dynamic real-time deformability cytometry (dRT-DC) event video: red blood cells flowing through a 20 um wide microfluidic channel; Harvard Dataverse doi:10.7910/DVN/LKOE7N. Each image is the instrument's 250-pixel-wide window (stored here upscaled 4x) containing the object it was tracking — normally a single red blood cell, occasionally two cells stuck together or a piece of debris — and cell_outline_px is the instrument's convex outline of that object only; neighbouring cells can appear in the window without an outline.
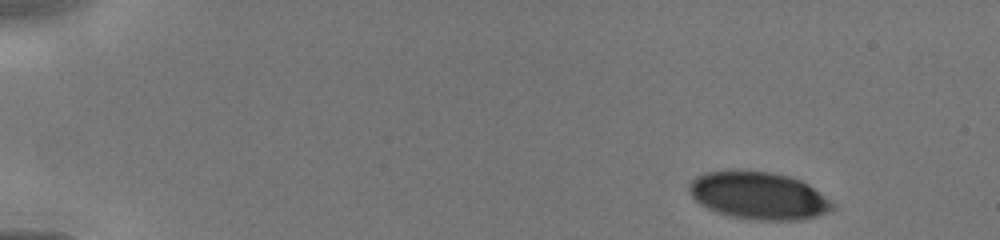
{"species": "human", "species_latin": "Homo sapiens", "temperature_condition": "cold", "stored_images_in_passage": 5, "camera_frame_rate_fps": 3000, "um_per_image_px": 0.085, "donor": {"sex": "male"}, "frame": {"image": 1, "passage_image": 1, "time_ms": 0.0, "image_size_px": [1000, 240], "cell_outline_px": [[836, 204], [828, 212], [816, 216], [800, 220], [760, 220], [728, 216], [716, 212], [700, 204], [692, 196], [688, 188], [688, 184], [696, 176], [704, 172], [732, 168], [740, 168], [768, 172], [788, 176], [800, 180], [808, 184], [832, 200]], "centroid_in_image_um": [64.45, 16.6], "position_along_channel_um": 20.6, "area_um2": 40.29}}
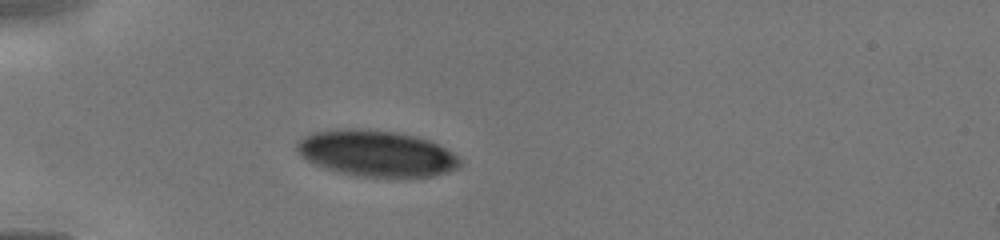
{"frame": {"image": 2, "passage_image": 5, "time_ms": 3.0, "image_size_px": [1000, 240], "cell_outline_px": [[460, 168], [448, 172], [432, 176], [408, 180], [356, 176], [336, 172], [324, 168], [300, 156], [296, 148], [296, 144], [304, 136], [312, 132], [332, 128], [364, 128], [396, 132], [416, 136], [428, 140], [460, 156]], "centroid_in_image_um": [32.01, 13.07], "position_along_channel_um": 53.0, "area_um2": 45.14}}